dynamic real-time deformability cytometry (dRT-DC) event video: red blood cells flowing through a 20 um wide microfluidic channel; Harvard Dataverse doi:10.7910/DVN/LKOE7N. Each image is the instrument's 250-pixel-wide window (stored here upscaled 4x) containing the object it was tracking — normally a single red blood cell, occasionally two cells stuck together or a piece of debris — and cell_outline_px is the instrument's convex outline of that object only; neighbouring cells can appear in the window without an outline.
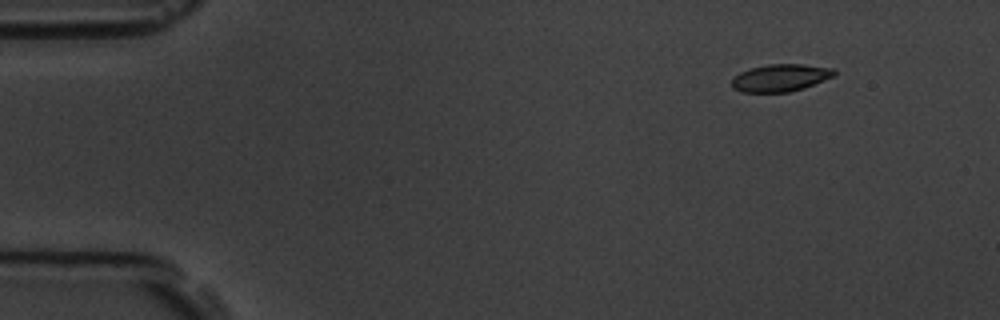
{"species": "common noctule bat (a hibernating species)", "species_latin": "Nyctalus noctula", "temperature_condition": "room temperature", "stored_images_in_passage": 3, "camera_frame_rate_fps": 3000, "um_per_image_px": 0.085, "animal": {"sex": "male", "body_mass_g": 19.5, "forearm_length_mm": 54.6}, "frame": {"image": 1, "passage_image": 3, "time_ms": 2.0, "image_size_px": [1000, 320], "cell_outline_px": [[836, 76], [804, 88], [788, 92], [744, 92], [732, 88], [732, 80], [740, 72], [752, 68], [768, 64], [804, 64], [836, 68]], "centroid_in_image_um": [66.41, 6.61], "position_along_channel_um": 18.6, "area_um2": 16.42}}